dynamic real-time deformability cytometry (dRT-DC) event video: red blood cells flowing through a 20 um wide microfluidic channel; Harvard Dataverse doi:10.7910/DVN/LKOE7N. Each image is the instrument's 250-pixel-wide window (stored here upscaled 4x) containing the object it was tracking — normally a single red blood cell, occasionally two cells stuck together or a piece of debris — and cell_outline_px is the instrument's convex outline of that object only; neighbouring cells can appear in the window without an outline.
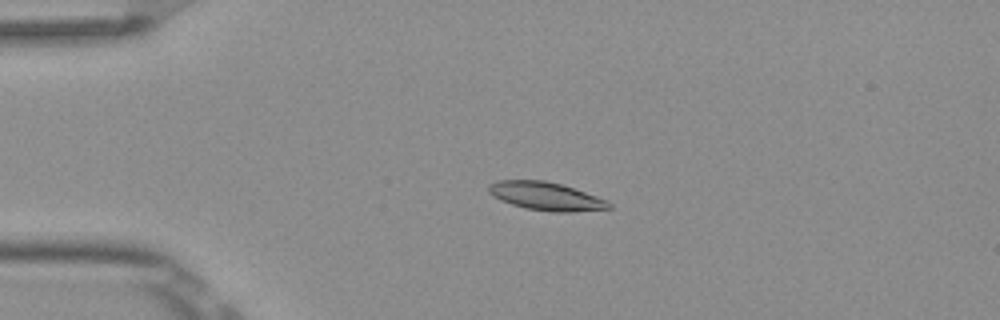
{"species": "Egyptian fruit bat (a non-hibernating species)", "species_latin": "Rousettus aegyptiacus", "temperature_condition": "room temperature", "stored_images_in_passage": 3, "camera_frame_rate_fps": 3000, "um_per_image_px": 0.085, "frame": {"image": 1, "passage_image": 2, "time_ms": 0.333, "image_size_px": [1000, 320], "cell_outline_px": [[612, 208], [572, 212], [552, 212], [524, 208], [500, 200], [492, 196], [488, 192], [488, 184], [500, 180], [544, 180], [560, 184], [608, 200], [612, 204]], "centroid_in_image_um": [46.39, 16.68], "position_along_channel_um": 38.6, "area_um2": 19.77}}